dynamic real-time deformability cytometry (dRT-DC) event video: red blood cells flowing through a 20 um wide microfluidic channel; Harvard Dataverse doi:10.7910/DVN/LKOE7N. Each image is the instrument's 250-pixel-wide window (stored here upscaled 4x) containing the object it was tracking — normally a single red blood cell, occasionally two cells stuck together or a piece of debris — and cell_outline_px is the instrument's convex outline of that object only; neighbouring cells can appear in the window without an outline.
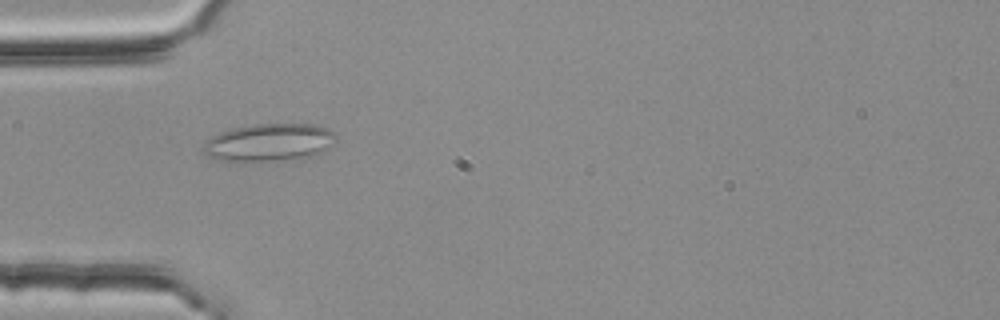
{"species": "common noctule bat (a hibernating species)", "species_latin": "Nyctalus noctula", "temperature_condition": "room temperature", "stored_images_in_passage": 4, "camera_frame_rate_fps": 3000, "um_per_image_px": 0.085, "animal": {"sex": "female", "body_mass_g": 25.1}, "frame": {"image": 1, "passage_image": 4, "time_ms": 1.0, "image_size_px": [1000, 320], "cell_outline_px": [[336, 140], [320, 156], [304, 160], [216, 160], [208, 156], [204, 152], [204, 144], [212, 136], [220, 132], [232, 128], [256, 124], [312, 124], [328, 128], [336, 132]], "centroid_in_image_um": [22.99, 12.11], "position_along_channel_um": 62.0, "area_um2": 29.48}}